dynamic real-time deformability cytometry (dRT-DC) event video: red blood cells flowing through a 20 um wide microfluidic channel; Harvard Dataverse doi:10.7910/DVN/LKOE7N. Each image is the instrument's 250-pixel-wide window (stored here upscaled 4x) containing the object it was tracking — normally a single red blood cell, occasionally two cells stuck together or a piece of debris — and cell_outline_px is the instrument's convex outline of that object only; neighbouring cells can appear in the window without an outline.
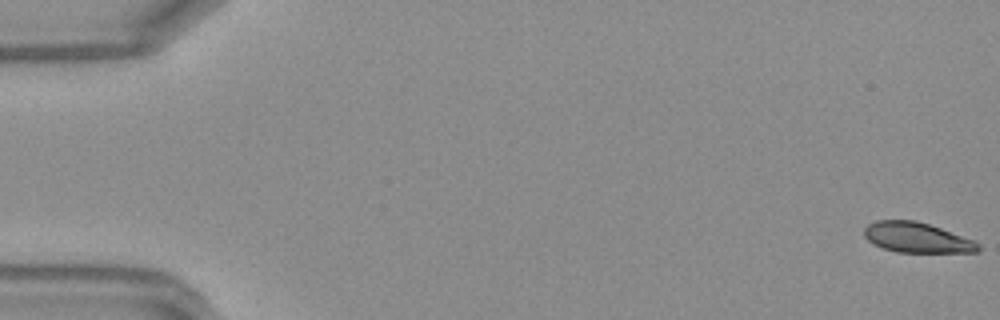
{"species": "Egyptian fruit bat (a non-hibernating species)", "species_latin": "Rousettus aegyptiacus", "temperature_condition": "warm", "stored_images_in_passage": 48, "camera_frame_rate_fps": 3000, "um_per_image_px": 0.085, "frame": {"image": 1, "passage_image": 1, "time_ms": 0.0, "image_size_px": [1000, 320], "cell_outline_px": [[980, 252], [896, 252], [872, 244], [864, 236], [864, 228], [868, 224], [876, 220], [916, 220], [976, 240], [980, 244]], "centroid_in_image_um": [77.95, 20.19], "position_along_channel_um": 7.1, "area_um2": 20.17}}
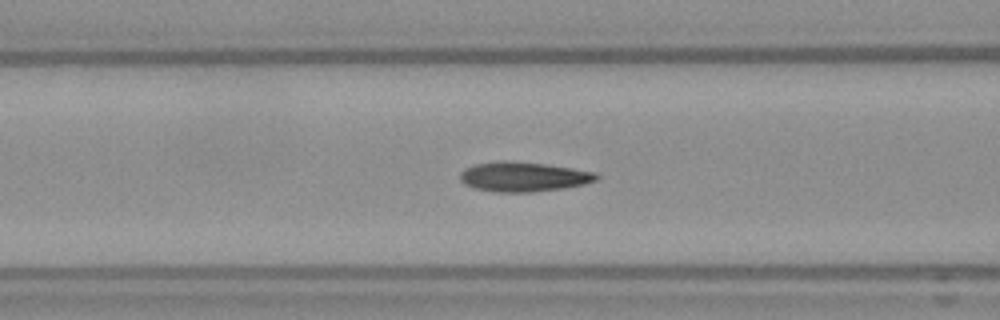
{"frame": {"image": 2, "passage_image": 20, "time_ms": 6.333, "image_size_px": [1000, 320], "cell_outline_px": [[600, 180], [584, 184], [564, 188], [532, 192], [496, 192], [476, 188], [464, 184], [460, 180], [460, 172], [464, 168], [476, 164], [500, 160], [512, 160], [544, 164], [572, 168], [596, 172], [600, 176]], "centroid_in_image_um": [44.51, 15.01], "position_along_channel_um": 122.1, "area_um2": 23.81}}
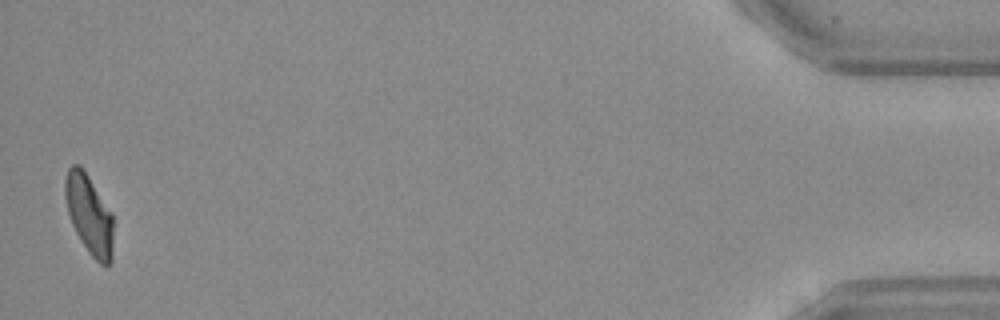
{"frame": {"image": 3, "passage_image": 48, "time_ms": 15.667, "image_size_px": [1000, 320], "cell_outline_px": [[112, 260], [108, 268], [100, 264], [88, 252], [80, 240], [72, 224], [68, 212], [64, 196], [64, 180], [68, 168], [72, 164], [80, 164], [84, 168], [112, 212]], "centroid_in_image_um": [7.57, 18.21], "position_along_channel_um": 427.6, "area_um2": 22.66}, "authors_computed_cell_mechanics": {"area_um2": 22.9177, "velocity_mm_per_s": 4.2402, "shape_relaxation_time_tau1_ms": 5.4247, "shape_relaxation_time_tau2_ms": 1.9638, "deformation_change_tau1": 0.1687, "deformation_change_tau2": 0.09}}